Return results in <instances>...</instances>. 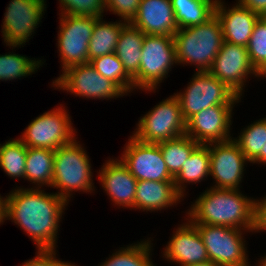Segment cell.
Masks as SVG:
<instances>
[{
    "label": "cell",
    "instance_id": "6da1fadb",
    "mask_svg": "<svg viewBox=\"0 0 266 266\" xmlns=\"http://www.w3.org/2000/svg\"><path fill=\"white\" fill-rule=\"evenodd\" d=\"M68 202L36 187L17 188L6 196V220H12L36 243L37 250H55L59 223Z\"/></svg>",
    "mask_w": 266,
    "mask_h": 266
},
{
    "label": "cell",
    "instance_id": "7a4b0ae2",
    "mask_svg": "<svg viewBox=\"0 0 266 266\" xmlns=\"http://www.w3.org/2000/svg\"><path fill=\"white\" fill-rule=\"evenodd\" d=\"M186 212L193 224L227 226L257 231V200L239 190L209 188Z\"/></svg>",
    "mask_w": 266,
    "mask_h": 266
},
{
    "label": "cell",
    "instance_id": "3957f363",
    "mask_svg": "<svg viewBox=\"0 0 266 266\" xmlns=\"http://www.w3.org/2000/svg\"><path fill=\"white\" fill-rule=\"evenodd\" d=\"M178 64L197 66V72L208 71L224 42L222 27L214 14L205 23L178 29L173 36Z\"/></svg>",
    "mask_w": 266,
    "mask_h": 266
},
{
    "label": "cell",
    "instance_id": "277c9868",
    "mask_svg": "<svg viewBox=\"0 0 266 266\" xmlns=\"http://www.w3.org/2000/svg\"><path fill=\"white\" fill-rule=\"evenodd\" d=\"M86 150L76 138L67 145L60 146L54 153L53 180L51 187L58 189V196L69 203L71 192L94 191L90 159Z\"/></svg>",
    "mask_w": 266,
    "mask_h": 266
},
{
    "label": "cell",
    "instance_id": "5b68a950",
    "mask_svg": "<svg viewBox=\"0 0 266 266\" xmlns=\"http://www.w3.org/2000/svg\"><path fill=\"white\" fill-rule=\"evenodd\" d=\"M174 64L177 61L173 36L145 35L139 72L133 79V89L155 92Z\"/></svg>",
    "mask_w": 266,
    "mask_h": 266
},
{
    "label": "cell",
    "instance_id": "8992f818",
    "mask_svg": "<svg viewBox=\"0 0 266 266\" xmlns=\"http://www.w3.org/2000/svg\"><path fill=\"white\" fill-rule=\"evenodd\" d=\"M191 80L182 93H174L180 102L185 122L203 109L215 105H236L241 99L208 71H196Z\"/></svg>",
    "mask_w": 266,
    "mask_h": 266
},
{
    "label": "cell",
    "instance_id": "52a82bcc",
    "mask_svg": "<svg viewBox=\"0 0 266 266\" xmlns=\"http://www.w3.org/2000/svg\"><path fill=\"white\" fill-rule=\"evenodd\" d=\"M186 132V122L175 95L164 99L140 117L133 137L146 143H161L175 139Z\"/></svg>",
    "mask_w": 266,
    "mask_h": 266
},
{
    "label": "cell",
    "instance_id": "ba28073f",
    "mask_svg": "<svg viewBox=\"0 0 266 266\" xmlns=\"http://www.w3.org/2000/svg\"><path fill=\"white\" fill-rule=\"evenodd\" d=\"M61 107L39 115L18 138L27 147L56 150L76 137L68 111Z\"/></svg>",
    "mask_w": 266,
    "mask_h": 266
},
{
    "label": "cell",
    "instance_id": "9c48e42d",
    "mask_svg": "<svg viewBox=\"0 0 266 266\" xmlns=\"http://www.w3.org/2000/svg\"><path fill=\"white\" fill-rule=\"evenodd\" d=\"M206 247L208 258L219 266H249L243 229L194 224Z\"/></svg>",
    "mask_w": 266,
    "mask_h": 266
},
{
    "label": "cell",
    "instance_id": "30bf717a",
    "mask_svg": "<svg viewBox=\"0 0 266 266\" xmlns=\"http://www.w3.org/2000/svg\"><path fill=\"white\" fill-rule=\"evenodd\" d=\"M60 17L57 46L63 72L69 67L90 63L88 47L98 17L70 14Z\"/></svg>",
    "mask_w": 266,
    "mask_h": 266
},
{
    "label": "cell",
    "instance_id": "8fae6325",
    "mask_svg": "<svg viewBox=\"0 0 266 266\" xmlns=\"http://www.w3.org/2000/svg\"><path fill=\"white\" fill-rule=\"evenodd\" d=\"M52 83L55 89L87 99L110 100L126 95L114 82L100 75L90 63L69 67Z\"/></svg>",
    "mask_w": 266,
    "mask_h": 266
},
{
    "label": "cell",
    "instance_id": "7c38bea8",
    "mask_svg": "<svg viewBox=\"0 0 266 266\" xmlns=\"http://www.w3.org/2000/svg\"><path fill=\"white\" fill-rule=\"evenodd\" d=\"M45 3V0H10L1 31L6 46L13 50L28 42L46 11Z\"/></svg>",
    "mask_w": 266,
    "mask_h": 266
},
{
    "label": "cell",
    "instance_id": "4fadbf2b",
    "mask_svg": "<svg viewBox=\"0 0 266 266\" xmlns=\"http://www.w3.org/2000/svg\"><path fill=\"white\" fill-rule=\"evenodd\" d=\"M128 140L120 160L138 181H174L158 144L139 141L132 135Z\"/></svg>",
    "mask_w": 266,
    "mask_h": 266
},
{
    "label": "cell",
    "instance_id": "5bb4252c",
    "mask_svg": "<svg viewBox=\"0 0 266 266\" xmlns=\"http://www.w3.org/2000/svg\"><path fill=\"white\" fill-rule=\"evenodd\" d=\"M210 154V176L218 189L239 190L244 176V168L250 161L242 153L238 144L229 139L206 144Z\"/></svg>",
    "mask_w": 266,
    "mask_h": 266
},
{
    "label": "cell",
    "instance_id": "9a60e30c",
    "mask_svg": "<svg viewBox=\"0 0 266 266\" xmlns=\"http://www.w3.org/2000/svg\"><path fill=\"white\" fill-rule=\"evenodd\" d=\"M208 72L241 98L246 79L262 77L249 60L247 47L224 41ZM250 74V75H249Z\"/></svg>",
    "mask_w": 266,
    "mask_h": 266
},
{
    "label": "cell",
    "instance_id": "2e32d148",
    "mask_svg": "<svg viewBox=\"0 0 266 266\" xmlns=\"http://www.w3.org/2000/svg\"><path fill=\"white\" fill-rule=\"evenodd\" d=\"M235 105H215L203 109L186 122V132L199 144L223 142L232 139V110Z\"/></svg>",
    "mask_w": 266,
    "mask_h": 266
},
{
    "label": "cell",
    "instance_id": "e0dca14e",
    "mask_svg": "<svg viewBox=\"0 0 266 266\" xmlns=\"http://www.w3.org/2000/svg\"><path fill=\"white\" fill-rule=\"evenodd\" d=\"M173 232L163 251V257L180 266L209 261L206 247L196 226L187 218V222Z\"/></svg>",
    "mask_w": 266,
    "mask_h": 266
},
{
    "label": "cell",
    "instance_id": "ac0fdd59",
    "mask_svg": "<svg viewBox=\"0 0 266 266\" xmlns=\"http://www.w3.org/2000/svg\"><path fill=\"white\" fill-rule=\"evenodd\" d=\"M99 182L111 201L118 206L134 208L138 180L120 159H110L99 170Z\"/></svg>",
    "mask_w": 266,
    "mask_h": 266
},
{
    "label": "cell",
    "instance_id": "d6986e66",
    "mask_svg": "<svg viewBox=\"0 0 266 266\" xmlns=\"http://www.w3.org/2000/svg\"><path fill=\"white\" fill-rule=\"evenodd\" d=\"M225 3L217 0L214 14L221 23L223 39L235 45L247 47L253 27L260 16L242 6L238 1L226 9Z\"/></svg>",
    "mask_w": 266,
    "mask_h": 266
},
{
    "label": "cell",
    "instance_id": "ffe728a7",
    "mask_svg": "<svg viewBox=\"0 0 266 266\" xmlns=\"http://www.w3.org/2000/svg\"><path fill=\"white\" fill-rule=\"evenodd\" d=\"M130 23L145 35L174 36L178 30L171 0H141Z\"/></svg>",
    "mask_w": 266,
    "mask_h": 266
},
{
    "label": "cell",
    "instance_id": "44dd1931",
    "mask_svg": "<svg viewBox=\"0 0 266 266\" xmlns=\"http://www.w3.org/2000/svg\"><path fill=\"white\" fill-rule=\"evenodd\" d=\"M183 196L177 191L174 181L137 182L134 208L143 211H158L181 202Z\"/></svg>",
    "mask_w": 266,
    "mask_h": 266
},
{
    "label": "cell",
    "instance_id": "7402d4cb",
    "mask_svg": "<svg viewBox=\"0 0 266 266\" xmlns=\"http://www.w3.org/2000/svg\"><path fill=\"white\" fill-rule=\"evenodd\" d=\"M145 34L132 25L126 23L118 38L115 54L123 64L126 73L134 79L139 72L142 45Z\"/></svg>",
    "mask_w": 266,
    "mask_h": 266
},
{
    "label": "cell",
    "instance_id": "603a6c76",
    "mask_svg": "<svg viewBox=\"0 0 266 266\" xmlns=\"http://www.w3.org/2000/svg\"><path fill=\"white\" fill-rule=\"evenodd\" d=\"M210 175V154L207 145L200 144L185 160L180 172L174 177L177 191L185 196V183H198ZM185 185V186H184Z\"/></svg>",
    "mask_w": 266,
    "mask_h": 266
},
{
    "label": "cell",
    "instance_id": "cb8c5ba5",
    "mask_svg": "<svg viewBox=\"0 0 266 266\" xmlns=\"http://www.w3.org/2000/svg\"><path fill=\"white\" fill-rule=\"evenodd\" d=\"M126 21L105 22L98 18L94 24L88 47V61L115 52L119 34Z\"/></svg>",
    "mask_w": 266,
    "mask_h": 266
},
{
    "label": "cell",
    "instance_id": "d4e9b609",
    "mask_svg": "<svg viewBox=\"0 0 266 266\" xmlns=\"http://www.w3.org/2000/svg\"><path fill=\"white\" fill-rule=\"evenodd\" d=\"M54 153L52 149L27 147L25 180L27 179L38 188L49 187L53 180Z\"/></svg>",
    "mask_w": 266,
    "mask_h": 266
},
{
    "label": "cell",
    "instance_id": "484cf974",
    "mask_svg": "<svg viewBox=\"0 0 266 266\" xmlns=\"http://www.w3.org/2000/svg\"><path fill=\"white\" fill-rule=\"evenodd\" d=\"M217 0H171L178 29L205 23L214 15Z\"/></svg>",
    "mask_w": 266,
    "mask_h": 266
},
{
    "label": "cell",
    "instance_id": "4316f807",
    "mask_svg": "<svg viewBox=\"0 0 266 266\" xmlns=\"http://www.w3.org/2000/svg\"><path fill=\"white\" fill-rule=\"evenodd\" d=\"M158 145L169 173L175 177L180 172L185 160L200 144L184 134L175 139L158 143Z\"/></svg>",
    "mask_w": 266,
    "mask_h": 266
},
{
    "label": "cell",
    "instance_id": "83f0119b",
    "mask_svg": "<svg viewBox=\"0 0 266 266\" xmlns=\"http://www.w3.org/2000/svg\"><path fill=\"white\" fill-rule=\"evenodd\" d=\"M127 245L112 254L100 266H156L151 261V240Z\"/></svg>",
    "mask_w": 266,
    "mask_h": 266
},
{
    "label": "cell",
    "instance_id": "f1b7e54d",
    "mask_svg": "<svg viewBox=\"0 0 266 266\" xmlns=\"http://www.w3.org/2000/svg\"><path fill=\"white\" fill-rule=\"evenodd\" d=\"M27 146L18 138L0 144V168L11 178L25 179Z\"/></svg>",
    "mask_w": 266,
    "mask_h": 266
},
{
    "label": "cell",
    "instance_id": "f546056e",
    "mask_svg": "<svg viewBox=\"0 0 266 266\" xmlns=\"http://www.w3.org/2000/svg\"><path fill=\"white\" fill-rule=\"evenodd\" d=\"M90 64L100 75L114 82L126 95L133 91V79L126 73L115 53L94 58Z\"/></svg>",
    "mask_w": 266,
    "mask_h": 266
},
{
    "label": "cell",
    "instance_id": "4dcf8cb0",
    "mask_svg": "<svg viewBox=\"0 0 266 266\" xmlns=\"http://www.w3.org/2000/svg\"><path fill=\"white\" fill-rule=\"evenodd\" d=\"M250 163L260 154L266 143V117L243 128L240 135L232 138Z\"/></svg>",
    "mask_w": 266,
    "mask_h": 266
},
{
    "label": "cell",
    "instance_id": "1f68e13d",
    "mask_svg": "<svg viewBox=\"0 0 266 266\" xmlns=\"http://www.w3.org/2000/svg\"><path fill=\"white\" fill-rule=\"evenodd\" d=\"M32 59L15 52L0 55V80L9 81L32 75L44 64L40 59Z\"/></svg>",
    "mask_w": 266,
    "mask_h": 266
},
{
    "label": "cell",
    "instance_id": "d6a6232c",
    "mask_svg": "<svg viewBox=\"0 0 266 266\" xmlns=\"http://www.w3.org/2000/svg\"><path fill=\"white\" fill-rule=\"evenodd\" d=\"M247 51L251 65L266 78V21L262 17L253 27Z\"/></svg>",
    "mask_w": 266,
    "mask_h": 266
},
{
    "label": "cell",
    "instance_id": "836d02e7",
    "mask_svg": "<svg viewBox=\"0 0 266 266\" xmlns=\"http://www.w3.org/2000/svg\"><path fill=\"white\" fill-rule=\"evenodd\" d=\"M61 14L103 17L106 10L104 0H59Z\"/></svg>",
    "mask_w": 266,
    "mask_h": 266
},
{
    "label": "cell",
    "instance_id": "e575fe53",
    "mask_svg": "<svg viewBox=\"0 0 266 266\" xmlns=\"http://www.w3.org/2000/svg\"><path fill=\"white\" fill-rule=\"evenodd\" d=\"M141 0H104L107 11L117 14L121 20L131 22L138 11Z\"/></svg>",
    "mask_w": 266,
    "mask_h": 266
},
{
    "label": "cell",
    "instance_id": "d590c367",
    "mask_svg": "<svg viewBox=\"0 0 266 266\" xmlns=\"http://www.w3.org/2000/svg\"><path fill=\"white\" fill-rule=\"evenodd\" d=\"M56 253V250H38L34 259L26 260L20 266H76L75 263L57 259Z\"/></svg>",
    "mask_w": 266,
    "mask_h": 266
},
{
    "label": "cell",
    "instance_id": "8d00e7d4",
    "mask_svg": "<svg viewBox=\"0 0 266 266\" xmlns=\"http://www.w3.org/2000/svg\"><path fill=\"white\" fill-rule=\"evenodd\" d=\"M238 2L260 17L266 16V0H238Z\"/></svg>",
    "mask_w": 266,
    "mask_h": 266
},
{
    "label": "cell",
    "instance_id": "74e56055",
    "mask_svg": "<svg viewBox=\"0 0 266 266\" xmlns=\"http://www.w3.org/2000/svg\"><path fill=\"white\" fill-rule=\"evenodd\" d=\"M266 231V196L257 199V233Z\"/></svg>",
    "mask_w": 266,
    "mask_h": 266
},
{
    "label": "cell",
    "instance_id": "f35d334b",
    "mask_svg": "<svg viewBox=\"0 0 266 266\" xmlns=\"http://www.w3.org/2000/svg\"><path fill=\"white\" fill-rule=\"evenodd\" d=\"M6 220V197L0 196V224Z\"/></svg>",
    "mask_w": 266,
    "mask_h": 266
},
{
    "label": "cell",
    "instance_id": "ab89813d",
    "mask_svg": "<svg viewBox=\"0 0 266 266\" xmlns=\"http://www.w3.org/2000/svg\"><path fill=\"white\" fill-rule=\"evenodd\" d=\"M252 164L258 163V164H266V143L265 147L261 149L260 154L251 162Z\"/></svg>",
    "mask_w": 266,
    "mask_h": 266
},
{
    "label": "cell",
    "instance_id": "60d3db41",
    "mask_svg": "<svg viewBox=\"0 0 266 266\" xmlns=\"http://www.w3.org/2000/svg\"><path fill=\"white\" fill-rule=\"evenodd\" d=\"M188 266H219V265H217L214 262L209 260V261L204 262V263L192 264V265H188Z\"/></svg>",
    "mask_w": 266,
    "mask_h": 266
},
{
    "label": "cell",
    "instance_id": "b9f144b4",
    "mask_svg": "<svg viewBox=\"0 0 266 266\" xmlns=\"http://www.w3.org/2000/svg\"><path fill=\"white\" fill-rule=\"evenodd\" d=\"M259 263H260L262 266H266V256H263L262 259L260 258Z\"/></svg>",
    "mask_w": 266,
    "mask_h": 266
}]
</instances>
